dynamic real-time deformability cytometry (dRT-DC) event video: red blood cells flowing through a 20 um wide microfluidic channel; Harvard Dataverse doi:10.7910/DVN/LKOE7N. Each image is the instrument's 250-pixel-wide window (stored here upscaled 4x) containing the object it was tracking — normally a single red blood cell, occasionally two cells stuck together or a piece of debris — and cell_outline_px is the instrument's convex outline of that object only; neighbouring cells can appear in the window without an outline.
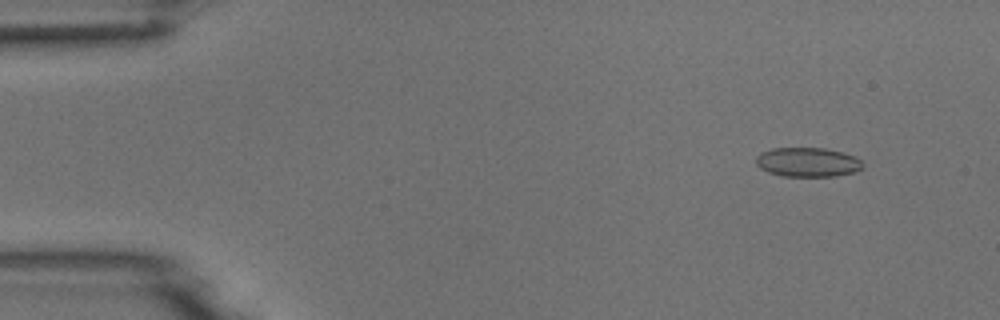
{"species": "common noctule bat (a hibernating species)", "species_latin": "Nyctalus noctula", "temperature_condition": "room temperature", "stored_images_in_passage": 54, "camera_frame_rate_fps": 3000, "um_per_image_px": 0.085, "animal": {"sex": "male", "body_mass_g": 18.8}, "frame": {"image": 1, "passage_image": 5, "time_ms": 1.333, "image_size_px": [1000, 320], "cell_outline_px": [[864, 168], [856, 172], [836, 176], [784, 176], [768, 172], [760, 168], [756, 164], [756, 156], [760, 152], [772, 148], [824, 148], [844, 152], [856, 156], [864, 164]], "centroid_in_image_um": [68.68, 13.78], "position_along_channel_um": 16.3, "area_um2": 18.5}}
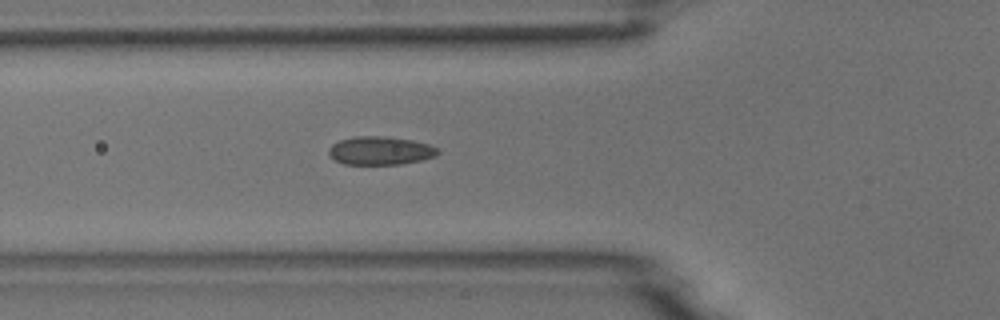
{"frame": {"image": 2, "passage_image": 19, "time_ms": 6.0, "image_size_px": [1000, 320], "cell_outline_px": [[440, 152], [436, 156], [424, 160], [400, 164], [344, 164], [328, 156], [328, 148], [332, 144], [340, 140], [356, 136], [384, 136], [412, 140], [428, 144], [436, 148]], "centroid_in_image_um": [32.32, 12.81], "position_along_channel_um": 93.5, "area_um2": 18.09}}
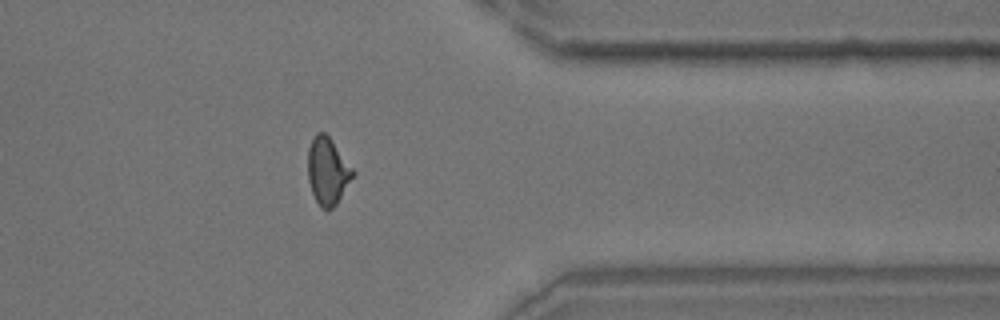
{"frame": {"image": 3, "passage_image": 43, "time_ms": 14.0, "image_size_px": [1000, 320], "cell_outline_px": [[356, 172], [336, 204], [328, 212], [320, 208], [312, 192], [308, 180], [308, 148], [316, 132], [324, 132], [328, 136]], "centroid_in_image_um": [27.84, 14.57], "position_along_channel_um": 383.6, "area_um2": 17.51}}